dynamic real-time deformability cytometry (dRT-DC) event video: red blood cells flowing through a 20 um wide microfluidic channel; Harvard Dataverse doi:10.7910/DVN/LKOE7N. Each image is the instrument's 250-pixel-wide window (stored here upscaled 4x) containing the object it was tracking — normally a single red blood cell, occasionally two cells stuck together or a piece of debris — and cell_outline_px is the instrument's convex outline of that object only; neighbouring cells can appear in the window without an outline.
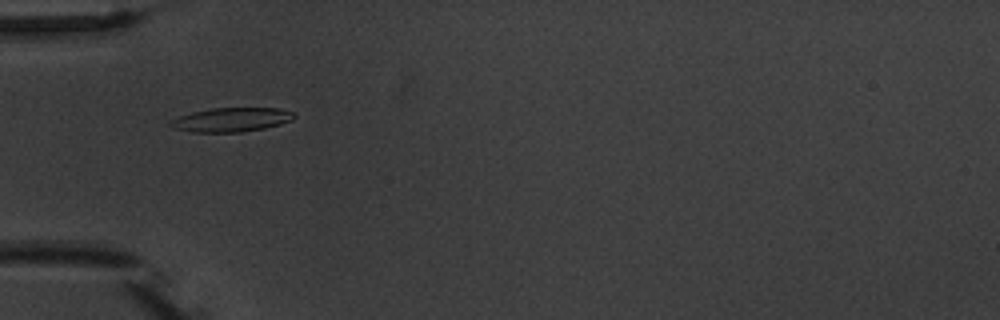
{"species": "common noctule bat (a hibernating species)", "species_latin": "Nyctalus noctula", "temperature_condition": "warm", "stored_images_in_passage": 4, "camera_frame_rate_fps": 3000, "um_per_image_px": 0.085, "animal": {"sex": "male", "body_mass_g": 20.1, "forearm_length_mm": 53.5}, "frame": {"image": 1, "passage_image": 3, "time_ms": 3.667, "image_size_px": [1000, 320], "cell_outline_px": [[296, 116], [292, 120], [280, 124], [264, 128], [240, 132], [192, 132], [172, 128], [168, 124], [168, 120], [192, 112], [212, 108], [280, 108], [296, 112]], "centroid_in_image_um": [19.66, 10.17], "position_along_channel_um": 65.3, "area_um2": 17.51}}